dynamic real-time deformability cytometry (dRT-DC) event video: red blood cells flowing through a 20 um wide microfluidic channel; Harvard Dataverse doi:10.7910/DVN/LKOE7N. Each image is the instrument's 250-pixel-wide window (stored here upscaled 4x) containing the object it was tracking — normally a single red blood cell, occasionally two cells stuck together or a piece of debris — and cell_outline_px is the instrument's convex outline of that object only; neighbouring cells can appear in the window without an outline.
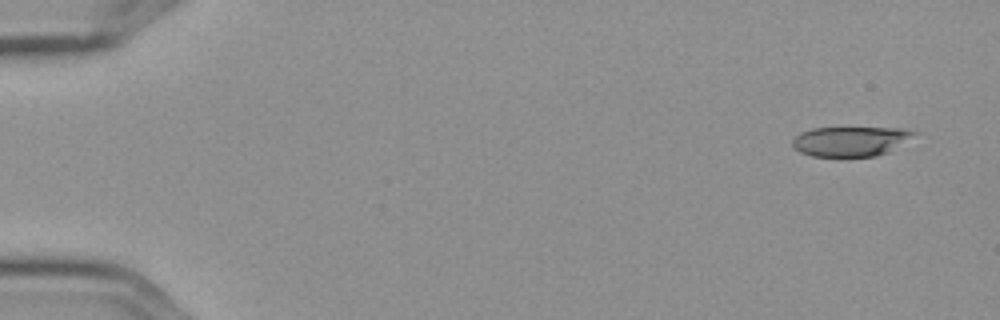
{"species": "Egyptian fruit bat (a non-hibernating species)", "species_latin": "Rousettus aegyptiacus", "temperature_condition": "cold", "stored_images_in_passage": 5, "camera_frame_rate_fps": 3000, "um_per_image_px": 0.085, "frame": {"image": 1, "passage_image": 1, "time_ms": 0.0, "image_size_px": [1000, 320], "cell_outline_px": [[916, 132], [888, 152], [876, 156], [844, 160], [812, 156], [800, 152], [792, 148], [792, 140], [800, 132], [812, 128], [900, 128]], "centroid_in_image_um": [72.16, 12.07], "position_along_channel_um": 12.8, "area_um2": 21.62}}
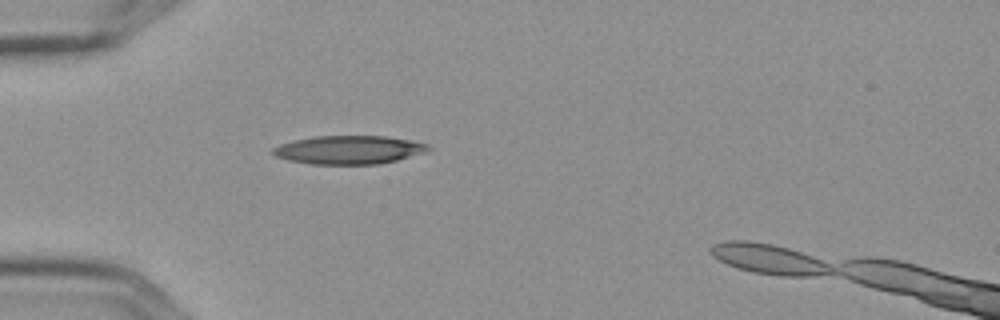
{"frame": {"image": 2, "passage_image": 5, "time_ms": 1.333, "image_size_px": [1000, 320], "cell_outline_px": [[432, 148], [428, 152], [396, 160], [376, 164], [312, 164], [288, 160], [276, 156], [272, 152], [272, 148], [280, 144], [296, 140], [316, 136], [384, 136], [412, 140], [428, 144]], "centroid_in_image_um": [29.7, 12.73], "position_along_channel_um": 55.3, "area_um2": 25.72}}